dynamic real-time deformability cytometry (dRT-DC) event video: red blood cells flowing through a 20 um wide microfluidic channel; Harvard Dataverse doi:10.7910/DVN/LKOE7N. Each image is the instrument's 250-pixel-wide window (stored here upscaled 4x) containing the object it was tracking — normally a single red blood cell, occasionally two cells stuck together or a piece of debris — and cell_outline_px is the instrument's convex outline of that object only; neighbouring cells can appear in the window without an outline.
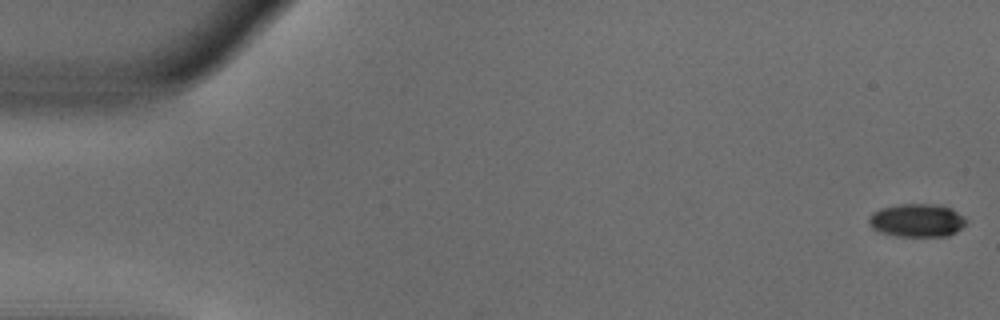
{"species": "common noctule bat (a hibernating species)", "species_latin": "Nyctalus noctula", "temperature_condition": "warm", "stored_images_in_passage": 16, "camera_frame_rate_fps": 3000, "um_per_image_px": 0.085, "animal": {"sex": "male", "body_mass_g": 18.8}, "frame": {"image": 1, "passage_image": 1, "time_ms": 0.0, "image_size_px": [1000, 320], "cell_outline_px": [[964, 224], [956, 232], [948, 236], [896, 236], [880, 232], [872, 228], [868, 224], [868, 220], [872, 212], [880, 208], [900, 204], [940, 204], [952, 208], [964, 216]], "centroid_in_image_um": [77.92, 18.72], "position_along_channel_um": 7.1, "area_um2": 18.9}}